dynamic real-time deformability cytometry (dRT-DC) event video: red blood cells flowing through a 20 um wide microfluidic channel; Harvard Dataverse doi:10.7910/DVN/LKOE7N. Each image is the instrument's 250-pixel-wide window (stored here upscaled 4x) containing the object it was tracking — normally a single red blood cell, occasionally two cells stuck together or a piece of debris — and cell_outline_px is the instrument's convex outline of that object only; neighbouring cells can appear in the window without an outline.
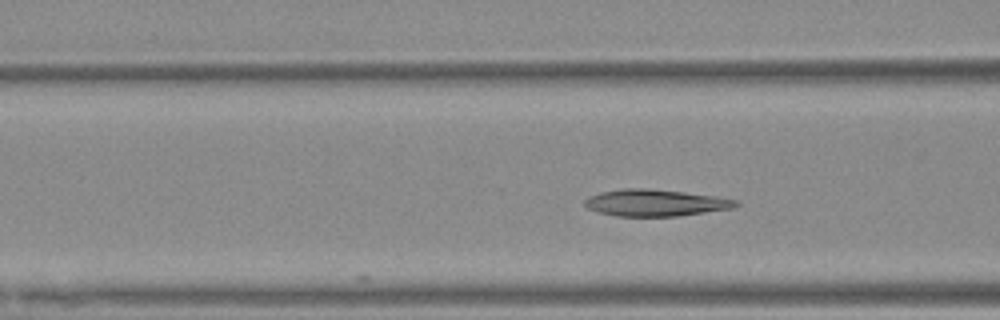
{"species": "Egyptian fruit bat (a non-hibernating species)", "species_latin": "Rousettus aegyptiacus", "temperature_condition": "warm", "stored_images_in_passage": 11, "camera_frame_rate_fps": 3000, "um_per_image_px": 0.085, "animal": {"sex": "female"}, "frame": {"image": 1, "passage_image": 11, "time_ms": 3.333, "image_size_px": [1000, 320], "cell_outline_px": [[740, 204], [732, 208], [676, 216], [616, 216], [600, 212], [588, 208], [584, 204], [584, 200], [588, 196], [600, 192], [624, 188], [644, 188], [684, 192], [712, 196], [736, 200]], "centroid_in_image_um": [55.65, 17.23], "position_along_channel_um": 110.9, "area_um2": 23.24}}